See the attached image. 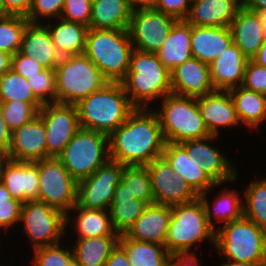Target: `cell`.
<instances>
[{
	"label": "cell",
	"mask_w": 266,
	"mask_h": 266,
	"mask_svg": "<svg viewBox=\"0 0 266 266\" xmlns=\"http://www.w3.org/2000/svg\"><path fill=\"white\" fill-rule=\"evenodd\" d=\"M22 203L9 200V204H0V228H7L20 221Z\"/></svg>",
	"instance_id": "49"
},
{
	"label": "cell",
	"mask_w": 266,
	"mask_h": 266,
	"mask_svg": "<svg viewBox=\"0 0 266 266\" xmlns=\"http://www.w3.org/2000/svg\"><path fill=\"white\" fill-rule=\"evenodd\" d=\"M247 61L242 51L234 43L231 44L209 65L215 90L228 91L242 86Z\"/></svg>",
	"instance_id": "25"
},
{
	"label": "cell",
	"mask_w": 266,
	"mask_h": 266,
	"mask_svg": "<svg viewBox=\"0 0 266 266\" xmlns=\"http://www.w3.org/2000/svg\"><path fill=\"white\" fill-rule=\"evenodd\" d=\"M0 181L14 200L22 204L38 200V161L23 162L6 158L1 165Z\"/></svg>",
	"instance_id": "16"
},
{
	"label": "cell",
	"mask_w": 266,
	"mask_h": 266,
	"mask_svg": "<svg viewBox=\"0 0 266 266\" xmlns=\"http://www.w3.org/2000/svg\"><path fill=\"white\" fill-rule=\"evenodd\" d=\"M177 20L154 8L133 10L128 27L133 48L145 53H156Z\"/></svg>",
	"instance_id": "12"
},
{
	"label": "cell",
	"mask_w": 266,
	"mask_h": 266,
	"mask_svg": "<svg viewBox=\"0 0 266 266\" xmlns=\"http://www.w3.org/2000/svg\"><path fill=\"white\" fill-rule=\"evenodd\" d=\"M6 158L23 162L47 158L46 128L39 115L12 132Z\"/></svg>",
	"instance_id": "17"
},
{
	"label": "cell",
	"mask_w": 266,
	"mask_h": 266,
	"mask_svg": "<svg viewBox=\"0 0 266 266\" xmlns=\"http://www.w3.org/2000/svg\"><path fill=\"white\" fill-rule=\"evenodd\" d=\"M33 266H65L74 257L70 249H62L59 244L36 248Z\"/></svg>",
	"instance_id": "43"
},
{
	"label": "cell",
	"mask_w": 266,
	"mask_h": 266,
	"mask_svg": "<svg viewBox=\"0 0 266 266\" xmlns=\"http://www.w3.org/2000/svg\"><path fill=\"white\" fill-rule=\"evenodd\" d=\"M151 177L155 204L173 206L196 200L199 195L175 173L169 162L160 156L147 166Z\"/></svg>",
	"instance_id": "15"
},
{
	"label": "cell",
	"mask_w": 266,
	"mask_h": 266,
	"mask_svg": "<svg viewBox=\"0 0 266 266\" xmlns=\"http://www.w3.org/2000/svg\"><path fill=\"white\" fill-rule=\"evenodd\" d=\"M11 57L9 53L0 50V77L11 69Z\"/></svg>",
	"instance_id": "56"
},
{
	"label": "cell",
	"mask_w": 266,
	"mask_h": 266,
	"mask_svg": "<svg viewBox=\"0 0 266 266\" xmlns=\"http://www.w3.org/2000/svg\"><path fill=\"white\" fill-rule=\"evenodd\" d=\"M60 21L54 27L50 23L46 26L59 55L65 57L84 54L88 27L62 18Z\"/></svg>",
	"instance_id": "30"
},
{
	"label": "cell",
	"mask_w": 266,
	"mask_h": 266,
	"mask_svg": "<svg viewBox=\"0 0 266 266\" xmlns=\"http://www.w3.org/2000/svg\"><path fill=\"white\" fill-rule=\"evenodd\" d=\"M140 199H113L108 214L112 227L119 235L125 234L142 213L149 207Z\"/></svg>",
	"instance_id": "35"
},
{
	"label": "cell",
	"mask_w": 266,
	"mask_h": 266,
	"mask_svg": "<svg viewBox=\"0 0 266 266\" xmlns=\"http://www.w3.org/2000/svg\"><path fill=\"white\" fill-rule=\"evenodd\" d=\"M118 244L125 250L131 266H169L165 245L139 242L120 235Z\"/></svg>",
	"instance_id": "32"
},
{
	"label": "cell",
	"mask_w": 266,
	"mask_h": 266,
	"mask_svg": "<svg viewBox=\"0 0 266 266\" xmlns=\"http://www.w3.org/2000/svg\"><path fill=\"white\" fill-rule=\"evenodd\" d=\"M156 55L170 72L190 59L191 24L185 19H178Z\"/></svg>",
	"instance_id": "28"
},
{
	"label": "cell",
	"mask_w": 266,
	"mask_h": 266,
	"mask_svg": "<svg viewBox=\"0 0 266 266\" xmlns=\"http://www.w3.org/2000/svg\"><path fill=\"white\" fill-rule=\"evenodd\" d=\"M242 0H192L185 20L192 26L229 27Z\"/></svg>",
	"instance_id": "22"
},
{
	"label": "cell",
	"mask_w": 266,
	"mask_h": 266,
	"mask_svg": "<svg viewBox=\"0 0 266 266\" xmlns=\"http://www.w3.org/2000/svg\"><path fill=\"white\" fill-rule=\"evenodd\" d=\"M19 52L47 69H55L61 59L48 28L41 24L29 23L26 26Z\"/></svg>",
	"instance_id": "27"
},
{
	"label": "cell",
	"mask_w": 266,
	"mask_h": 266,
	"mask_svg": "<svg viewBox=\"0 0 266 266\" xmlns=\"http://www.w3.org/2000/svg\"><path fill=\"white\" fill-rule=\"evenodd\" d=\"M242 6L257 13L266 12V0H242Z\"/></svg>",
	"instance_id": "54"
},
{
	"label": "cell",
	"mask_w": 266,
	"mask_h": 266,
	"mask_svg": "<svg viewBox=\"0 0 266 266\" xmlns=\"http://www.w3.org/2000/svg\"><path fill=\"white\" fill-rule=\"evenodd\" d=\"M120 236L78 238L73 256L81 266H105Z\"/></svg>",
	"instance_id": "33"
},
{
	"label": "cell",
	"mask_w": 266,
	"mask_h": 266,
	"mask_svg": "<svg viewBox=\"0 0 266 266\" xmlns=\"http://www.w3.org/2000/svg\"><path fill=\"white\" fill-rule=\"evenodd\" d=\"M199 262L193 252L171 254L169 266H199Z\"/></svg>",
	"instance_id": "52"
},
{
	"label": "cell",
	"mask_w": 266,
	"mask_h": 266,
	"mask_svg": "<svg viewBox=\"0 0 266 266\" xmlns=\"http://www.w3.org/2000/svg\"><path fill=\"white\" fill-rule=\"evenodd\" d=\"M228 91L240 122L255 128L266 119V95L245 89L243 86Z\"/></svg>",
	"instance_id": "31"
},
{
	"label": "cell",
	"mask_w": 266,
	"mask_h": 266,
	"mask_svg": "<svg viewBox=\"0 0 266 266\" xmlns=\"http://www.w3.org/2000/svg\"><path fill=\"white\" fill-rule=\"evenodd\" d=\"M43 105L20 100L1 103L4 120L12 132L35 118Z\"/></svg>",
	"instance_id": "40"
},
{
	"label": "cell",
	"mask_w": 266,
	"mask_h": 266,
	"mask_svg": "<svg viewBox=\"0 0 266 266\" xmlns=\"http://www.w3.org/2000/svg\"><path fill=\"white\" fill-rule=\"evenodd\" d=\"M231 44L229 27H201L191 25V56L210 65Z\"/></svg>",
	"instance_id": "26"
},
{
	"label": "cell",
	"mask_w": 266,
	"mask_h": 266,
	"mask_svg": "<svg viewBox=\"0 0 266 266\" xmlns=\"http://www.w3.org/2000/svg\"><path fill=\"white\" fill-rule=\"evenodd\" d=\"M162 156L169 162L172 170L182 177V180L190 185L199 195L207 192L216 184L203 170L198 167L194 156L189 157L186 149L180 143H165Z\"/></svg>",
	"instance_id": "24"
},
{
	"label": "cell",
	"mask_w": 266,
	"mask_h": 266,
	"mask_svg": "<svg viewBox=\"0 0 266 266\" xmlns=\"http://www.w3.org/2000/svg\"><path fill=\"white\" fill-rule=\"evenodd\" d=\"M192 0H157L154 9L175 17L185 19L188 15Z\"/></svg>",
	"instance_id": "48"
},
{
	"label": "cell",
	"mask_w": 266,
	"mask_h": 266,
	"mask_svg": "<svg viewBox=\"0 0 266 266\" xmlns=\"http://www.w3.org/2000/svg\"><path fill=\"white\" fill-rule=\"evenodd\" d=\"M245 191L243 215L266 231V179L253 180Z\"/></svg>",
	"instance_id": "37"
},
{
	"label": "cell",
	"mask_w": 266,
	"mask_h": 266,
	"mask_svg": "<svg viewBox=\"0 0 266 266\" xmlns=\"http://www.w3.org/2000/svg\"><path fill=\"white\" fill-rule=\"evenodd\" d=\"M6 159V155L0 151V170L3 161Z\"/></svg>",
	"instance_id": "65"
},
{
	"label": "cell",
	"mask_w": 266,
	"mask_h": 266,
	"mask_svg": "<svg viewBox=\"0 0 266 266\" xmlns=\"http://www.w3.org/2000/svg\"><path fill=\"white\" fill-rule=\"evenodd\" d=\"M214 246L229 261L266 266V231L244 215L215 231Z\"/></svg>",
	"instance_id": "6"
},
{
	"label": "cell",
	"mask_w": 266,
	"mask_h": 266,
	"mask_svg": "<svg viewBox=\"0 0 266 266\" xmlns=\"http://www.w3.org/2000/svg\"><path fill=\"white\" fill-rule=\"evenodd\" d=\"M161 99L162 109L154 112L166 143H181L211 135L204 124L197 98L171 93Z\"/></svg>",
	"instance_id": "8"
},
{
	"label": "cell",
	"mask_w": 266,
	"mask_h": 266,
	"mask_svg": "<svg viewBox=\"0 0 266 266\" xmlns=\"http://www.w3.org/2000/svg\"><path fill=\"white\" fill-rule=\"evenodd\" d=\"M38 200L66 215L77 204V181L70 175L58 158L49 157L38 161Z\"/></svg>",
	"instance_id": "10"
},
{
	"label": "cell",
	"mask_w": 266,
	"mask_h": 266,
	"mask_svg": "<svg viewBox=\"0 0 266 266\" xmlns=\"http://www.w3.org/2000/svg\"><path fill=\"white\" fill-rule=\"evenodd\" d=\"M221 266H255L250 265L246 263H240V262H229V260L226 263H223Z\"/></svg>",
	"instance_id": "60"
},
{
	"label": "cell",
	"mask_w": 266,
	"mask_h": 266,
	"mask_svg": "<svg viewBox=\"0 0 266 266\" xmlns=\"http://www.w3.org/2000/svg\"><path fill=\"white\" fill-rule=\"evenodd\" d=\"M29 20L24 16L7 15L0 17V50L10 55L16 54L21 47L22 37Z\"/></svg>",
	"instance_id": "39"
},
{
	"label": "cell",
	"mask_w": 266,
	"mask_h": 266,
	"mask_svg": "<svg viewBox=\"0 0 266 266\" xmlns=\"http://www.w3.org/2000/svg\"><path fill=\"white\" fill-rule=\"evenodd\" d=\"M206 194H199L192 202L171 206L172 215L164 244L170 254L191 253L192 245L205 238L215 244L216 229Z\"/></svg>",
	"instance_id": "3"
},
{
	"label": "cell",
	"mask_w": 266,
	"mask_h": 266,
	"mask_svg": "<svg viewBox=\"0 0 266 266\" xmlns=\"http://www.w3.org/2000/svg\"><path fill=\"white\" fill-rule=\"evenodd\" d=\"M170 74L172 94L197 98L215 91L209 65L197 58L191 57Z\"/></svg>",
	"instance_id": "18"
},
{
	"label": "cell",
	"mask_w": 266,
	"mask_h": 266,
	"mask_svg": "<svg viewBox=\"0 0 266 266\" xmlns=\"http://www.w3.org/2000/svg\"><path fill=\"white\" fill-rule=\"evenodd\" d=\"M93 0H64L61 18L69 22L90 25L91 8Z\"/></svg>",
	"instance_id": "44"
},
{
	"label": "cell",
	"mask_w": 266,
	"mask_h": 266,
	"mask_svg": "<svg viewBox=\"0 0 266 266\" xmlns=\"http://www.w3.org/2000/svg\"><path fill=\"white\" fill-rule=\"evenodd\" d=\"M259 14H260V19H261V22H262L263 28H264V36L266 38V12L259 13Z\"/></svg>",
	"instance_id": "61"
},
{
	"label": "cell",
	"mask_w": 266,
	"mask_h": 266,
	"mask_svg": "<svg viewBox=\"0 0 266 266\" xmlns=\"http://www.w3.org/2000/svg\"><path fill=\"white\" fill-rule=\"evenodd\" d=\"M124 168L125 165L109 160L89 177L78 181L76 205L86 209H109Z\"/></svg>",
	"instance_id": "13"
},
{
	"label": "cell",
	"mask_w": 266,
	"mask_h": 266,
	"mask_svg": "<svg viewBox=\"0 0 266 266\" xmlns=\"http://www.w3.org/2000/svg\"><path fill=\"white\" fill-rule=\"evenodd\" d=\"M105 266H131L125 250L119 244L112 250Z\"/></svg>",
	"instance_id": "53"
},
{
	"label": "cell",
	"mask_w": 266,
	"mask_h": 266,
	"mask_svg": "<svg viewBox=\"0 0 266 266\" xmlns=\"http://www.w3.org/2000/svg\"><path fill=\"white\" fill-rule=\"evenodd\" d=\"M121 181L134 198L147 201L150 205L155 204L151 177L146 166H125Z\"/></svg>",
	"instance_id": "38"
},
{
	"label": "cell",
	"mask_w": 266,
	"mask_h": 266,
	"mask_svg": "<svg viewBox=\"0 0 266 266\" xmlns=\"http://www.w3.org/2000/svg\"><path fill=\"white\" fill-rule=\"evenodd\" d=\"M133 50L128 29L88 28L84 54L109 82H120L126 76Z\"/></svg>",
	"instance_id": "5"
},
{
	"label": "cell",
	"mask_w": 266,
	"mask_h": 266,
	"mask_svg": "<svg viewBox=\"0 0 266 266\" xmlns=\"http://www.w3.org/2000/svg\"><path fill=\"white\" fill-rule=\"evenodd\" d=\"M113 199H135L127 189V186L120 181L114 191Z\"/></svg>",
	"instance_id": "55"
},
{
	"label": "cell",
	"mask_w": 266,
	"mask_h": 266,
	"mask_svg": "<svg viewBox=\"0 0 266 266\" xmlns=\"http://www.w3.org/2000/svg\"><path fill=\"white\" fill-rule=\"evenodd\" d=\"M20 221L32 242L34 249L53 246L59 243L64 234L66 215L39 200H30L22 204Z\"/></svg>",
	"instance_id": "11"
},
{
	"label": "cell",
	"mask_w": 266,
	"mask_h": 266,
	"mask_svg": "<svg viewBox=\"0 0 266 266\" xmlns=\"http://www.w3.org/2000/svg\"><path fill=\"white\" fill-rule=\"evenodd\" d=\"M156 4L157 0H137V10L155 8Z\"/></svg>",
	"instance_id": "59"
},
{
	"label": "cell",
	"mask_w": 266,
	"mask_h": 266,
	"mask_svg": "<svg viewBox=\"0 0 266 266\" xmlns=\"http://www.w3.org/2000/svg\"><path fill=\"white\" fill-rule=\"evenodd\" d=\"M216 137L217 135H210L203 139L188 140L180 144L186 149L190 158L194 156L198 163L197 166L201 167L216 184H224L237 178L236 169H233L231 163L220 154L218 149L205 143L213 141Z\"/></svg>",
	"instance_id": "19"
},
{
	"label": "cell",
	"mask_w": 266,
	"mask_h": 266,
	"mask_svg": "<svg viewBox=\"0 0 266 266\" xmlns=\"http://www.w3.org/2000/svg\"><path fill=\"white\" fill-rule=\"evenodd\" d=\"M64 0H33L27 19L30 23L38 24V17L53 18L61 17ZM53 16V17H52Z\"/></svg>",
	"instance_id": "46"
},
{
	"label": "cell",
	"mask_w": 266,
	"mask_h": 266,
	"mask_svg": "<svg viewBox=\"0 0 266 266\" xmlns=\"http://www.w3.org/2000/svg\"><path fill=\"white\" fill-rule=\"evenodd\" d=\"M131 5L133 10H137V0H127Z\"/></svg>",
	"instance_id": "64"
},
{
	"label": "cell",
	"mask_w": 266,
	"mask_h": 266,
	"mask_svg": "<svg viewBox=\"0 0 266 266\" xmlns=\"http://www.w3.org/2000/svg\"><path fill=\"white\" fill-rule=\"evenodd\" d=\"M33 0H3L5 16L19 15L27 17Z\"/></svg>",
	"instance_id": "50"
},
{
	"label": "cell",
	"mask_w": 266,
	"mask_h": 266,
	"mask_svg": "<svg viewBox=\"0 0 266 266\" xmlns=\"http://www.w3.org/2000/svg\"><path fill=\"white\" fill-rule=\"evenodd\" d=\"M242 86L245 89L266 95V68L258 65L252 59H248Z\"/></svg>",
	"instance_id": "45"
},
{
	"label": "cell",
	"mask_w": 266,
	"mask_h": 266,
	"mask_svg": "<svg viewBox=\"0 0 266 266\" xmlns=\"http://www.w3.org/2000/svg\"><path fill=\"white\" fill-rule=\"evenodd\" d=\"M72 211H78L76 230L79 238H93L102 236H120L112 227L107 210L86 209L75 205Z\"/></svg>",
	"instance_id": "34"
},
{
	"label": "cell",
	"mask_w": 266,
	"mask_h": 266,
	"mask_svg": "<svg viewBox=\"0 0 266 266\" xmlns=\"http://www.w3.org/2000/svg\"><path fill=\"white\" fill-rule=\"evenodd\" d=\"M229 28L233 43L247 59H252L266 39L260 14L241 6Z\"/></svg>",
	"instance_id": "21"
},
{
	"label": "cell",
	"mask_w": 266,
	"mask_h": 266,
	"mask_svg": "<svg viewBox=\"0 0 266 266\" xmlns=\"http://www.w3.org/2000/svg\"><path fill=\"white\" fill-rule=\"evenodd\" d=\"M5 16V6L3 0H0V17Z\"/></svg>",
	"instance_id": "63"
},
{
	"label": "cell",
	"mask_w": 266,
	"mask_h": 266,
	"mask_svg": "<svg viewBox=\"0 0 266 266\" xmlns=\"http://www.w3.org/2000/svg\"><path fill=\"white\" fill-rule=\"evenodd\" d=\"M11 69L27 79L28 77L37 75V73L43 71L45 67L33 58L26 57L18 51L11 57Z\"/></svg>",
	"instance_id": "47"
},
{
	"label": "cell",
	"mask_w": 266,
	"mask_h": 266,
	"mask_svg": "<svg viewBox=\"0 0 266 266\" xmlns=\"http://www.w3.org/2000/svg\"><path fill=\"white\" fill-rule=\"evenodd\" d=\"M204 124L211 135H218V127L234 126L239 119L229 91L215 90L197 97Z\"/></svg>",
	"instance_id": "23"
},
{
	"label": "cell",
	"mask_w": 266,
	"mask_h": 266,
	"mask_svg": "<svg viewBox=\"0 0 266 266\" xmlns=\"http://www.w3.org/2000/svg\"><path fill=\"white\" fill-rule=\"evenodd\" d=\"M12 131L9 129L3 117V110L0 102V151L7 155L11 145Z\"/></svg>",
	"instance_id": "51"
},
{
	"label": "cell",
	"mask_w": 266,
	"mask_h": 266,
	"mask_svg": "<svg viewBox=\"0 0 266 266\" xmlns=\"http://www.w3.org/2000/svg\"><path fill=\"white\" fill-rule=\"evenodd\" d=\"M46 128L47 158H57L81 128L75 105L45 103L38 111Z\"/></svg>",
	"instance_id": "14"
},
{
	"label": "cell",
	"mask_w": 266,
	"mask_h": 266,
	"mask_svg": "<svg viewBox=\"0 0 266 266\" xmlns=\"http://www.w3.org/2000/svg\"><path fill=\"white\" fill-rule=\"evenodd\" d=\"M252 60L258 65L264 66L266 68V39Z\"/></svg>",
	"instance_id": "57"
},
{
	"label": "cell",
	"mask_w": 266,
	"mask_h": 266,
	"mask_svg": "<svg viewBox=\"0 0 266 266\" xmlns=\"http://www.w3.org/2000/svg\"><path fill=\"white\" fill-rule=\"evenodd\" d=\"M65 266H81L78 261L73 257Z\"/></svg>",
	"instance_id": "62"
},
{
	"label": "cell",
	"mask_w": 266,
	"mask_h": 266,
	"mask_svg": "<svg viewBox=\"0 0 266 266\" xmlns=\"http://www.w3.org/2000/svg\"><path fill=\"white\" fill-rule=\"evenodd\" d=\"M133 8L127 0H93L88 28L128 29Z\"/></svg>",
	"instance_id": "29"
},
{
	"label": "cell",
	"mask_w": 266,
	"mask_h": 266,
	"mask_svg": "<svg viewBox=\"0 0 266 266\" xmlns=\"http://www.w3.org/2000/svg\"><path fill=\"white\" fill-rule=\"evenodd\" d=\"M57 158L78 182L110 160L109 136L80 128Z\"/></svg>",
	"instance_id": "9"
},
{
	"label": "cell",
	"mask_w": 266,
	"mask_h": 266,
	"mask_svg": "<svg viewBox=\"0 0 266 266\" xmlns=\"http://www.w3.org/2000/svg\"><path fill=\"white\" fill-rule=\"evenodd\" d=\"M12 100L42 103L34 95L27 79L10 69L0 77V102Z\"/></svg>",
	"instance_id": "36"
},
{
	"label": "cell",
	"mask_w": 266,
	"mask_h": 266,
	"mask_svg": "<svg viewBox=\"0 0 266 266\" xmlns=\"http://www.w3.org/2000/svg\"><path fill=\"white\" fill-rule=\"evenodd\" d=\"M27 81L34 95L43 103H56V79L55 69L45 68L32 77H28ZM50 97V99L48 98ZM51 100V101H49Z\"/></svg>",
	"instance_id": "42"
},
{
	"label": "cell",
	"mask_w": 266,
	"mask_h": 266,
	"mask_svg": "<svg viewBox=\"0 0 266 266\" xmlns=\"http://www.w3.org/2000/svg\"><path fill=\"white\" fill-rule=\"evenodd\" d=\"M9 200H14L7 188L0 181V204H9Z\"/></svg>",
	"instance_id": "58"
},
{
	"label": "cell",
	"mask_w": 266,
	"mask_h": 266,
	"mask_svg": "<svg viewBox=\"0 0 266 266\" xmlns=\"http://www.w3.org/2000/svg\"><path fill=\"white\" fill-rule=\"evenodd\" d=\"M120 83L126 94H131L128 97L136 108H148L152 99L171 94L170 71L160 62L156 53L134 49L128 72Z\"/></svg>",
	"instance_id": "4"
},
{
	"label": "cell",
	"mask_w": 266,
	"mask_h": 266,
	"mask_svg": "<svg viewBox=\"0 0 266 266\" xmlns=\"http://www.w3.org/2000/svg\"><path fill=\"white\" fill-rule=\"evenodd\" d=\"M171 215V206L149 205L124 235L135 241L164 245Z\"/></svg>",
	"instance_id": "20"
},
{
	"label": "cell",
	"mask_w": 266,
	"mask_h": 266,
	"mask_svg": "<svg viewBox=\"0 0 266 266\" xmlns=\"http://www.w3.org/2000/svg\"><path fill=\"white\" fill-rule=\"evenodd\" d=\"M56 103L76 105L109 81L85 55L61 57L55 68Z\"/></svg>",
	"instance_id": "7"
},
{
	"label": "cell",
	"mask_w": 266,
	"mask_h": 266,
	"mask_svg": "<svg viewBox=\"0 0 266 266\" xmlns=\"http://www.w3.org/2000/svg\"><path fill=\"white\" fill-rule=\"evenodd\" d=\"M236 190H230L216 198L214 201V219L224 221V224L240 219L243 216V205Z\"/></svg>",
	"instance_id": "41"
},
{
	"label": "cell",
	"mask_w": 266,
	"mask_h": 266,
	"mask_svg": "<svg viewBox=\"0 0 266 266\" xmlns=\"http://www.w3.org/2000/svg\"><path fill=\"white\" fill-rule=\"evenodd\" d=\"M75 106L81 128L108 136L136 109L120 82H108Z\"/></svg>",
	"instance_id": "2"
},
{
	"label": "cell",
	"mask_w": 266,
	"mask_h": 266,
	"mask_svg": "<svg viewBox=\"0 0 266 266\" xmlns=\"http://www.w3.org/2000/svg\"><path fill=\"white\" fill-rule=\"evenodd\" d=\"M148 108H136L109 135L110 160L125 166H147L162 156L165 140L159 119Z\"/></svg>",
	"instance_id": "1"
}]
</instances>
